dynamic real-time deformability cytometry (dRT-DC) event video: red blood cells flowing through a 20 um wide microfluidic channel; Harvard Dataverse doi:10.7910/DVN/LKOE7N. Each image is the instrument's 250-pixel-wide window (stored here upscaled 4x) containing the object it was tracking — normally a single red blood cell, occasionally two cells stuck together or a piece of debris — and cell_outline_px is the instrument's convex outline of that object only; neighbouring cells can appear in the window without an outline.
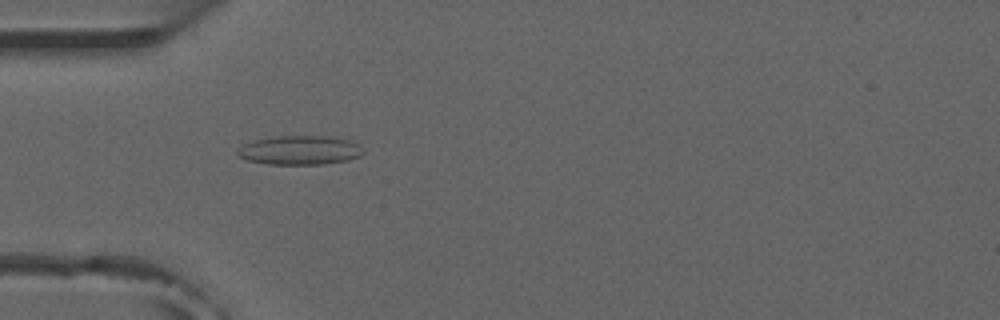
{"species": "common noctule bat (a hibernating species)", "species_latin": "Nyctalus noctula", "temperature_condition": "room temperature", "stored_images_in_passage": 53, "camera_frame_rate_fps": 3000, "um_per_image_px": 0.085, "animal": {"sex": "male", "forearm_length_mm": 52.5}, "frame": {"image": 1, "passage_image": 16, "time_ms": 5.0, "image_size_px": [1000, 320], "cell_outline_px": [[364, 152], [360, 156], [348, 160], [324, 164], [268, 164], [244, 160], [236, 156], [236, 152], [244, 144], [252, 140], [276, 136], [328, 136], [352, 140], [360, 144]], "centroid_in_image_um": [25.48, 12.76], "position_along_channel_um": 59.5, "area_um2": 21.62}}
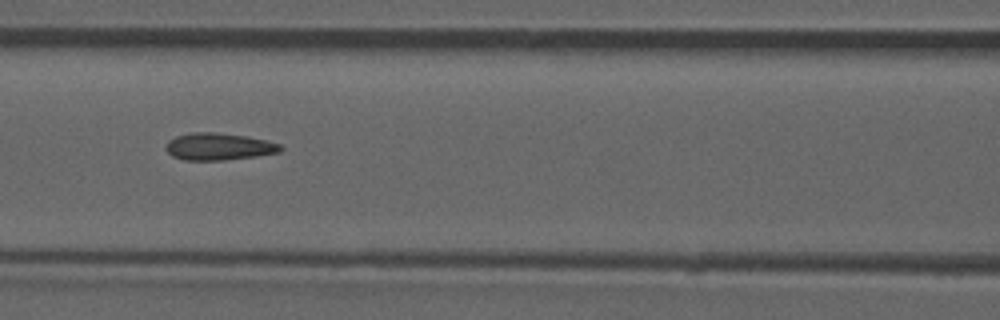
{"frame": {"image": 2, "passage_image": 23, "time_ms": 7.333, "image_size_px": [1000, 320], "cell_outline_px": [[284, 148], [280, 152], [256, 156], [224, 160], [184, 160], [172, 156], [164, 148], [164, 144], [168, 140], [176, 136], [192, 132], [216, 132], [248, 136], [268, 140], [280, 144]], "centroid_in_image_um": [18.59, 12.45], "position_along_channel_um": 148.0, "area_um2": 18.38}, "authors_computed_cell_mechanics": {"area_um2": 17.8024, "velocity_mm_per_s": 3.8954, "shape_relaxation_time_tau1_ms": null, "shape_relaxation_time_tau2_ms": 2.3033, "deformation_change_tau1": null, "deformation_change_tau2": 0.1153}}